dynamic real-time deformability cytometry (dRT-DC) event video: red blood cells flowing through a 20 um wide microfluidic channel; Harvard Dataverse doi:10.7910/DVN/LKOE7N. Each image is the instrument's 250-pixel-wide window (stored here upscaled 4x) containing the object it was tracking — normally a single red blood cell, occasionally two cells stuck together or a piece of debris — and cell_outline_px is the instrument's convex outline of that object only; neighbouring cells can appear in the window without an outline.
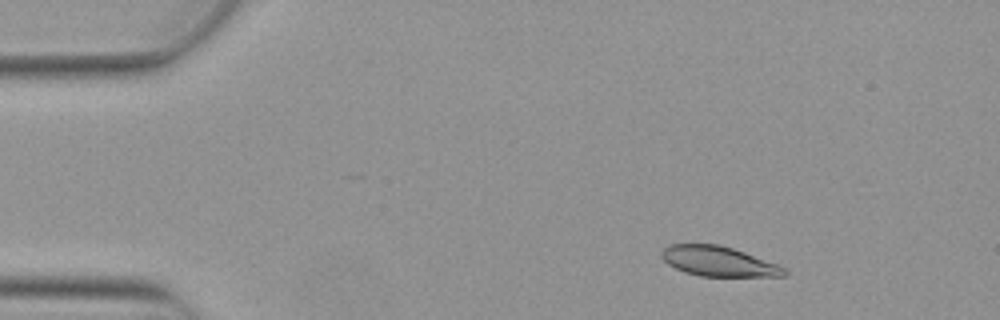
{"species": "Egyptian fruit bat (a non-hibernating species)", "species_latin": "Rousettus aegyptiacus", "temperature_condition": "warm", "stored_images_in_passage": 4, "camera_frame_rate_fps": 3000, "um_per_image_px": 0.085, "animal": {"sex": "female"}, "frame": {"image": 1, "passage_image": 2, "time_ms": 0.333, "image_size_px": [1000, 320], "cell_outline_px": [[788, 272], [784, 276], [700, 276], [684, 272], [668, 264], [660, 256], [660, 252], [664, 248], [672, 244], [720, 244], [744, 252], [788, 268]], "centroid_in_image_um": [61.07, 22.21], "position_along_channel_um": 23.9, "area_um2": 21.39}}